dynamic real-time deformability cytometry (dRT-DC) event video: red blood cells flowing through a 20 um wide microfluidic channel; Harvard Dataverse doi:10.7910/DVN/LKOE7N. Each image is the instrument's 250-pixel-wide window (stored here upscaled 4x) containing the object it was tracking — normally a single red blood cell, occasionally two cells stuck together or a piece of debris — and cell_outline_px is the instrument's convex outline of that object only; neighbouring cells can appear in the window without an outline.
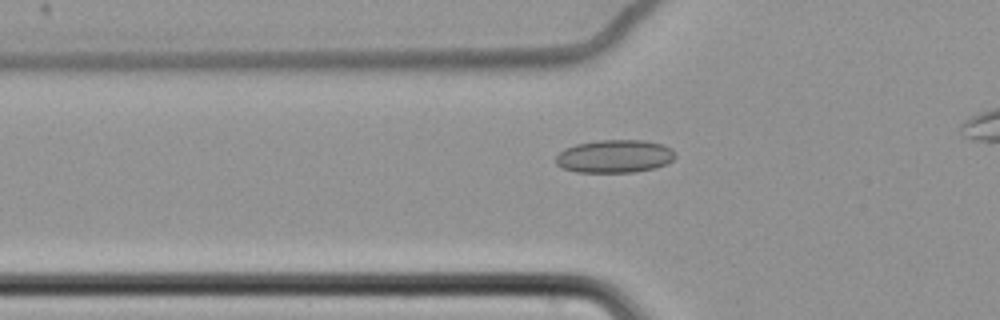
{"species": "common noctule bat (a hibernating species)", "species_latin": "Nyctalus noctula", "temperature_condition": "cold", "stored_images_in_passage": 8, "camera_frame_rate_fps": 3000, "um_per_image_px": 0.085, "animal": {"sex": "female", "body_mass_g": 22.7, "forearm_length_mm": 54.2}, "frame": {"image": 1, "passage_image": 6, "time_ms": 1.667, "image_size_px": [1000, 320], "cell_outline_px": [[676, 156], [668, 164], [656, 168], [636, 172], [576, 172], [560, 168], [556, 164], [556, 156], [564, 148], [576, 144], [600, 140], [644, 140], [664, 144], [672, 148], [676, 152]], "centroid_in_image_um": [52.27, 13.29], "position_along_channel_um": 73.5, "area_um2": 23.35}}